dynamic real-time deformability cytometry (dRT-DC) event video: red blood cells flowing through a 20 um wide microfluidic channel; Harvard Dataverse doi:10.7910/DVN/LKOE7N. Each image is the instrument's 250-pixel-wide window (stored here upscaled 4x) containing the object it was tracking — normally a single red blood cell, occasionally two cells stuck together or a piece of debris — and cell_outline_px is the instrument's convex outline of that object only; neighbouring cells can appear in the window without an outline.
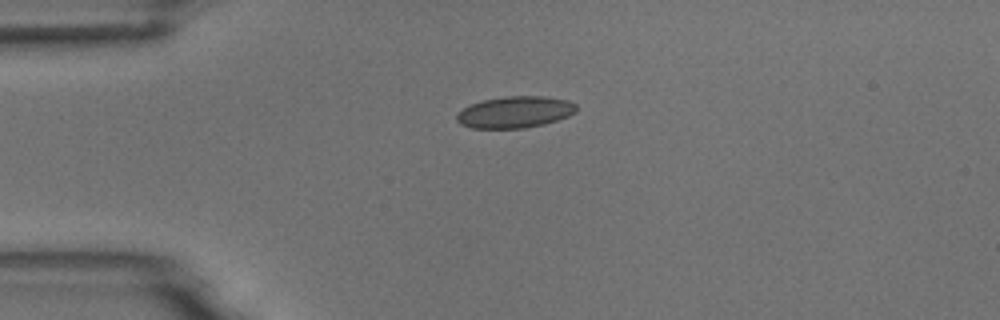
{"species": "common noctule bat (a hibernating species)", "species_latin": "Nyctalus noctula", "temperature_condition": "room temperature", "stored_images_in_passage": 2, "camera_frame_rate_fps": 3000, "um_per_image_px": 0.085, "animal": {"sex": "male", "body_mass_g": 18.8}, "frame": {"image": 1, "passage_image": 1, "time_ms": 0.0, "image_size_px": [1000, 320], "cell_outline_px": [[576, 112], [568, 116], [544, 124], [524, 128], [472, 128], [460, 124], [456, 120], [456, 116], [464, 108], [472, 104], [484, 100], [504, 96], [544, 96], [568, 100], [576, 104]], "centroid_in_image_um": [43.79, 9.53], "position_along_channel_um": 41.2, "area_um2": 21.91}}